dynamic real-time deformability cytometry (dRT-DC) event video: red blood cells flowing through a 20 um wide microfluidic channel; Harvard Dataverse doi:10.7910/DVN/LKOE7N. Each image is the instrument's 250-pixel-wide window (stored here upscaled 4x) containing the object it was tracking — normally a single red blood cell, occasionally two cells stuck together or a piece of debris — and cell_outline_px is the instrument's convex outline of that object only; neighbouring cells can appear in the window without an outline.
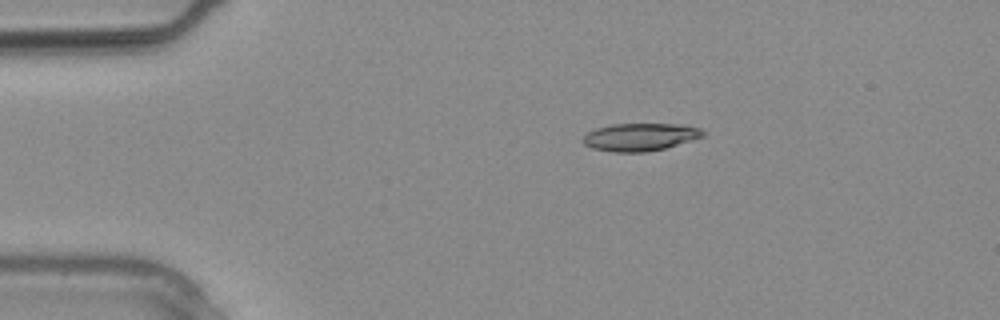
{"species": "common noctule bat (a hibernating species)", "species_latin": "Nyctalus noctula", "temperature_condition": "warm", "stored_images_in_passage": 2, "camera_frame_rate_fps": 3000, "um_per_image_px": 0.085, "animal": {"sex": "male", "body_mass_g": 20.4}, "frame": {"image": 1, "passage_image": 1, "time_ms": 0.0, "image_size_px": [1000, 320], "cell_outline_px": [[704, 136], [664, 148], [644, 152], [612, 152], [592, 148], [584, 144], [580, 140], [588, 132], [596, 128], [612, 124], [684, 124], [700, 128], [704, 132]], "centroid_in_image_um": [54.38, 11.64], "position_along_channel_um": 30.6, "area_um2": 19.31}}
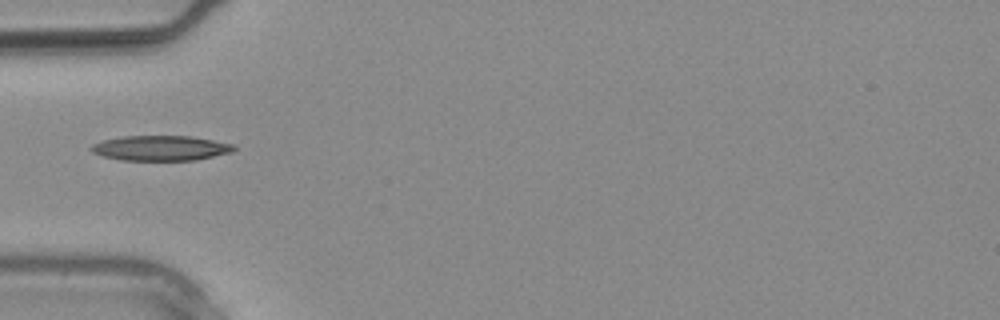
{"frame": {"image": 2, "passage_image": 2, "time_ms": 0.333, "image_size_px": [1000, 320], "cell_outline_px": [[236, 148], [232, 152], [196, 160], [120, 160], [104, 156], [92, 152], [88, 148], [92, 144], [104, 140], [124, 136], [192, 136], [236, 144]], "centroid_in_image_um": [13.69, 12.58], "position_along_channel_um": 71.3, "area_um2": 20.92}}